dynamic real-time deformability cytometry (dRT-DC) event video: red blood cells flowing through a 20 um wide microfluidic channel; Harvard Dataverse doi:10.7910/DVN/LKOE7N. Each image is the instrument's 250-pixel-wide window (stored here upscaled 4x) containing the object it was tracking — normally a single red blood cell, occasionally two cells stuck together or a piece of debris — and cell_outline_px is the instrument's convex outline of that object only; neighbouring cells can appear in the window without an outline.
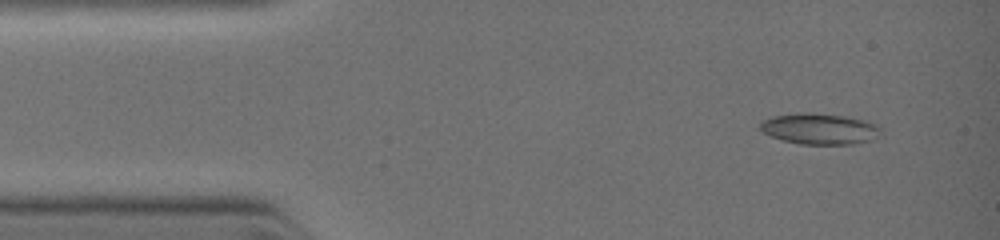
{"species": "common noctule bat (a hibernating species)", "species_latin": "Nyctalus noctula", "temperature_condition": "warm", "stored_images_in_passage": 10, "camera_frame_rate_fps": 3000, "um_per_image_px": 0.085, "animal": {"sex": "female", "body_mass_g": 19.0, "forearm_length_mm": 51.5}, "frame": {"image": 1, "passage_image": 1, "time_ms": 0.0, "image_size_px": [1000, 240], "cell_outline_px": [[884, 136], [872, 140], [852, 144], [800, 144], [784, 140], [772, 136], [764, 132], [760, 128], [760, 120], [772, 116], [800, 112], [812, 112], [844, 116], [868, 120], [876, 124], [880, 128]], "centroid_in_image_um": [69.72, 10.94], "position_along_channel_um": 15.3, "area_um2": 22.14}}
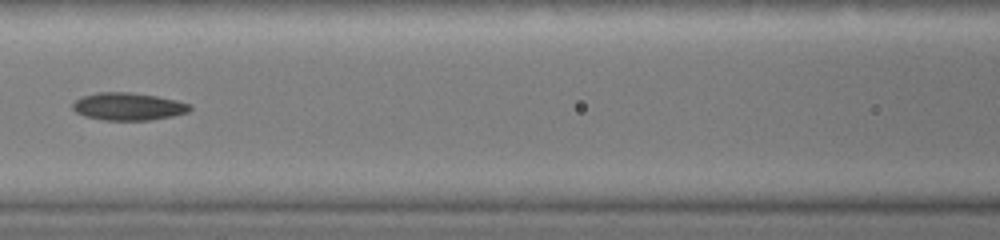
{"frame": {"image": 2, "passage_image": 9, "time_ms": 4.0, "image_size_px": [1000, 240], "cell_outline_px": [[192, 108], [188, 112], [172, 116], [148, 120], [104, 120], [84, 116], [76, 112], [72, 108], [72, 104], [80, 96], [96, 92], [128, 92], [156, 96], [176, 100], [192, 104]], "centroid_in_image_um": [10.88, 9.04], "position_along_channel_um": 155.7, "area_um2": 18.9}}